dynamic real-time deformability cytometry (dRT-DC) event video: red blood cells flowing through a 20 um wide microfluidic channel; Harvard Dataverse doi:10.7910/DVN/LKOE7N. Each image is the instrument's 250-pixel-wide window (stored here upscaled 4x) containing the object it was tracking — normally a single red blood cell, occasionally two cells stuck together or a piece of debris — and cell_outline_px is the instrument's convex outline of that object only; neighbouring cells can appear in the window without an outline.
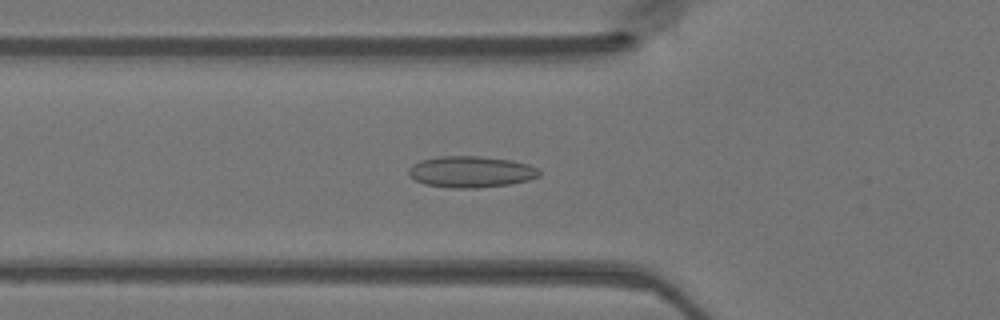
{"species": "Egyptian fruit bat (a non-hibernating species)", "species_latin": "Rousettus aegyptiacus", "temperature_condition": "warm", "stored_images_in_passage": 48, "camera_frame_rate_fps": 3000, "um_per_image_px": 0.085, "animal": {"sex": "female"}, "frame": {"image": 1, "passage_image": 17, "time_ms": 5.333, "image_size_px": [1000, 320], "cell_outline_px": [[540, 176], [528, 180], [508, 184], [476, 188], [452, 188], [424, 184], [408, 176], [408, 168], [412, 164], [420, 160], [440, 156], [480, 156], [512, 160], [528, 164], [536, 168], [540, 172]], "centroid_in_image_um": [39.99, 14.6], "position_along_channel_um": 85.8, "area_um2": 23.93}}
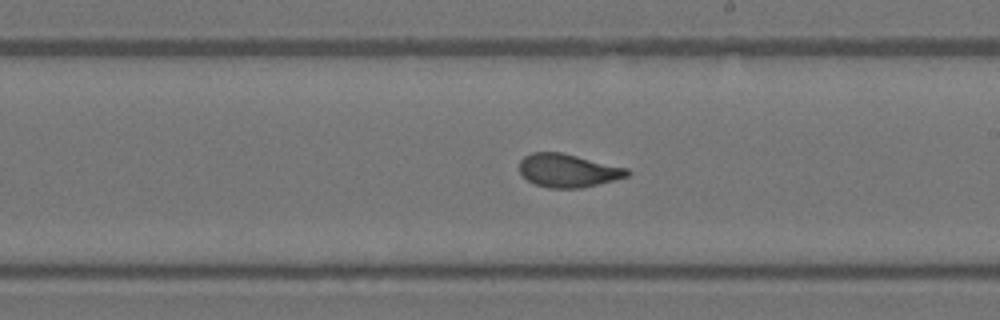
{"frame": {"image": 2, "passage_image": 28, "time_ms": 9.0, "image_size_px": [1000, 320], "cell_outline_px": [[632, 172], [628, 176], [584, 188], [548, 188], [536, 184], [528, 180], [520, 172], [520, 160], [524, 156], [532, 152], [560, 152], [628, 168]], "centroid_in_image_um": [48.29, 14.5], "position_along_channel_um": 240.7, "area_um2": 20.87}}
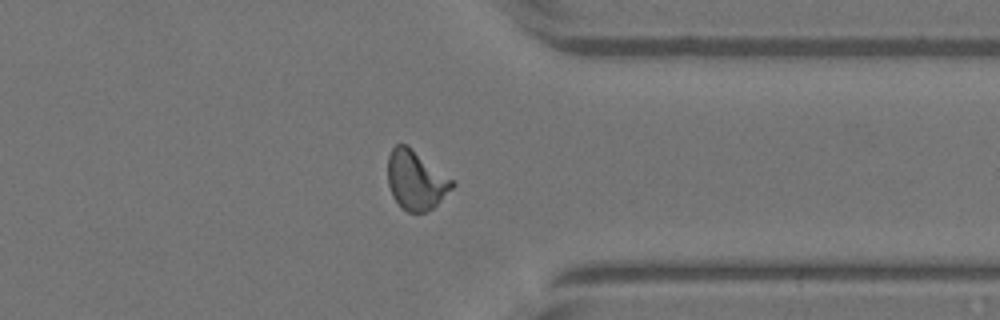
{"frame": {"image": 3, "passage_image": 38, "time_ms": 12.333, "image_size_px": [1000, 320], "cell_outline_px": [[456, 184], [432, 208], [424, 212], [408, 212], [400, 208], [392, 196], [388, 184], [388, 156], [392, 148], [396, 144], [408, 144], [456, 180]], "centroid_in_image_um": [35.36, 15.28], "position_along_channel_um": 376.0, "area_um2": 22.66}}